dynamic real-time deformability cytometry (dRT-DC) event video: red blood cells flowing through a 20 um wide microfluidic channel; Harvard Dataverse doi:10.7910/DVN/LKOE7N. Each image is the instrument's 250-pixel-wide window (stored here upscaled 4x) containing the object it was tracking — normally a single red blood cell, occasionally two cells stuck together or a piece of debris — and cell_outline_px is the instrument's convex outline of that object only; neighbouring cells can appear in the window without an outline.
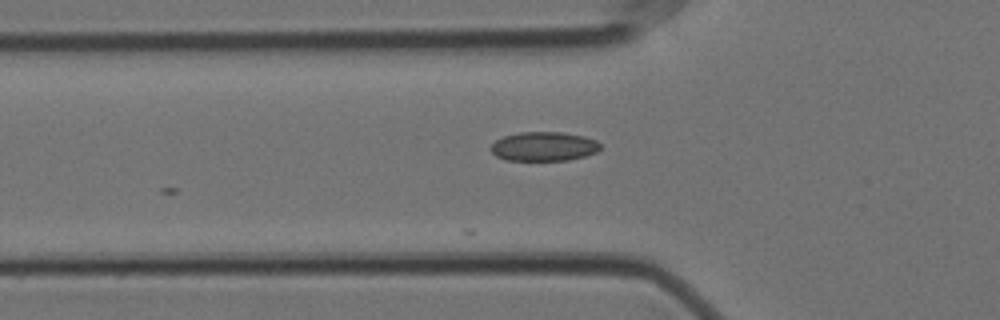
{"species": "Egyptian fruit bat (a non-hibernating species)", "species_latin": "Rousettus aegyptiacus", "temperature_condition": "cold", "stored_images_in_passage": 5, "camera_frame_rate_fps": 3000, "um_per_image_px": 0.085, "animal": {"sex": "female"}, "frame": {"image": 1, "passage_image": 5, "time_ms": 1.333, "image_size_px": [1000, 320], "cell_outline_px": [[600, 148], [596, 152], [584, 156], [568, 160], [504, 160], [496, 156], [488, 148], [496, 140], [504, 136], [520, 132], [564, 132], [584, 136], [596, 140], [600, 144]], "centroid_in_image_um": [46.2, 12.44], "position_along_channel_um": 79.6, "area_um2": 18.67}}